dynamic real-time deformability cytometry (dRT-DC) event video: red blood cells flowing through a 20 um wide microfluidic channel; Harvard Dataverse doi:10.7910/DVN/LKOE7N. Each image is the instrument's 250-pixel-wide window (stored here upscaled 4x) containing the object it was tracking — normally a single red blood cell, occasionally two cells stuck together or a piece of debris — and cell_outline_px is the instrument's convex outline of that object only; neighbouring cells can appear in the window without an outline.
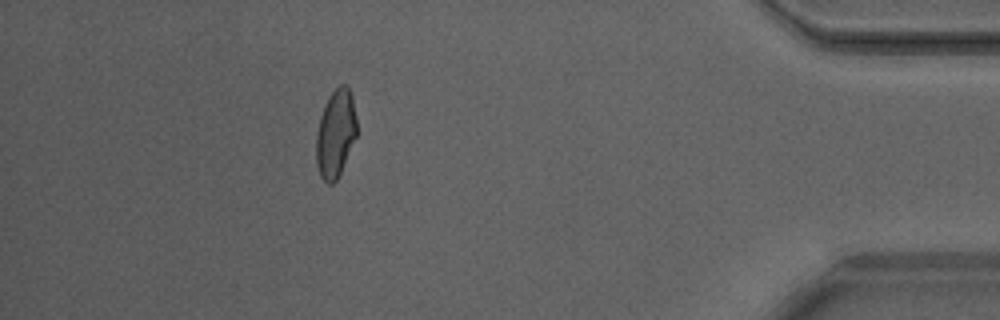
{"species": "Egyptian fruit bat (a non-hibernating species)", "species_latin": "Rousettus aegyptiacus", "temperature_condition": "warm", "stored_images_in_passage": 39, "camera_frame_rate_fps": 3000, "um_per_image_px": 0.085, "animal": {"sex": "male"}, "frame": {"image": 1, "passage_image": 34, "time_ms": 11.0, "image_size_px": [1000, 320], "cell_outline_px": [[356, 136], [340, 172], [336, 180], [332, 184], [328, 184], [320, 176], [316, 164], [316, 132], [320, 116], [324, 104], [328, 96], [340, 84], [348, 84], [352, 96], [356, 116]], "centroid_in_image_um": [28.51, 11.31], "position_along_channel_um": 406.7, "area_um2": 20.81}, "authors_computed_cell_mechanics": {"area_um2": 21.1548, "velocity_mm_per_s": 4.1868, "shape_relaxation_time_tau1_ms": 8.0221, "shape_relaxation_time_tau2_ms": 1.3993, "deformation_change_tau1": 0.2252, "deformation_change_tau2": 0.0743}}